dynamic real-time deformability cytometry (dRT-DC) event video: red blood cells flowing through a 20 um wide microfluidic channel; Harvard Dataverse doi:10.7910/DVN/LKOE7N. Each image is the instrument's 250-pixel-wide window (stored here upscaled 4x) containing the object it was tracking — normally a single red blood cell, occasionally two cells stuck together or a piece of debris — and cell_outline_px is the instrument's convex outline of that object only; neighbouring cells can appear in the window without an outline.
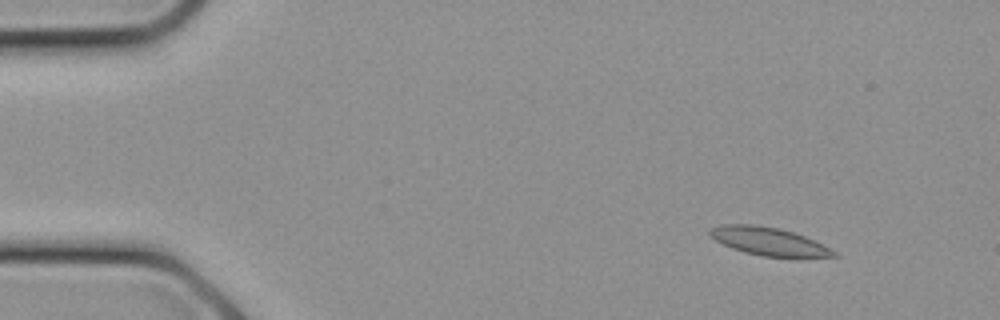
{"species": "common noctule bat (a hibernating species)", "species_latin": "Nyctalus noctula", "temperature_condition": "cold", "stored_images_in_passage": 9, "camera_frame_rate_fps": 3000, "um_per_image_px": 0.085, "animal": {"sex": "female", "body_mass_g": 21.9}, "frame": {"image": 1, "passage_image": 3, "time_ms": 0.667, "image_size_px": [1000, 320], "cell_outline_px": [[840, 256], [764, 256], [744, 252], [732, 248], [716, 240], [708, 232], [712, 228], [720, 224], [752, 224], [780, 228], [804, 236], [836, 252]], "centroid_in_image_um": [65.28, 20.49], "position_along_channel_um": 19.7, "area_um2": 19.59}}
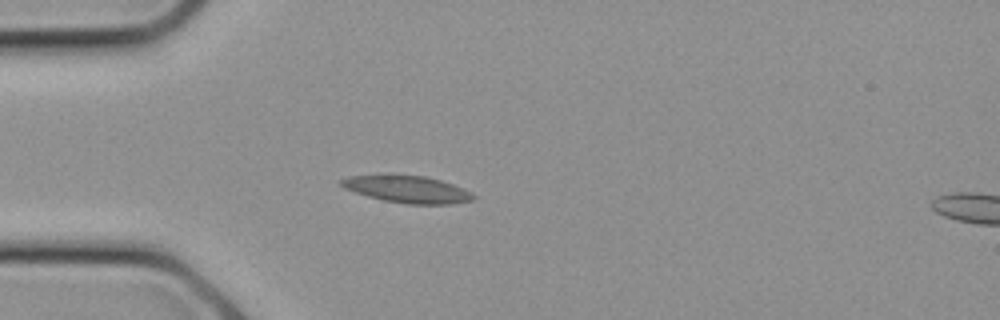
{"frame": {"image": 2, "passage_image": 7, "time_ms": 2.0, "image_size_px": [1000, 320], "cell_outline_px": [[476, 196], [472, 200], [452, 204], [408, 204], [384, 200], [368, 196], [344, 188], [340, 184], [340, 180], [348, 176], [424, 176], [440, 180], [464, 188], [472, 192]], "centroid_in_image_um": [34.68, 16.11], "position_along_channel_um": 50.3, "area_um2": 20.35}}
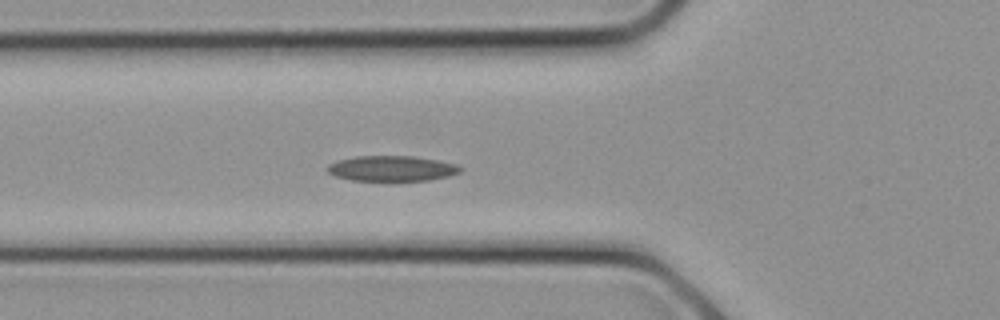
{"frame": {"image": 3, "passage_image": 9, "time_ms": 2.667, "image_size_px": [1000, 320], "cell_outline_px": [[464, 168], [460, 172], [448, 176], [428, 180], [352, 180], [336, 176], [328, 172], [324, 168], [328, 164], [336, 160], [356, 156], [412, 156], [436, 160], [456, 164]], "centroid_in_image_um": [33.27, 14.31], "position_along_channel_um": 92.5, "area_um2": 19.59}}